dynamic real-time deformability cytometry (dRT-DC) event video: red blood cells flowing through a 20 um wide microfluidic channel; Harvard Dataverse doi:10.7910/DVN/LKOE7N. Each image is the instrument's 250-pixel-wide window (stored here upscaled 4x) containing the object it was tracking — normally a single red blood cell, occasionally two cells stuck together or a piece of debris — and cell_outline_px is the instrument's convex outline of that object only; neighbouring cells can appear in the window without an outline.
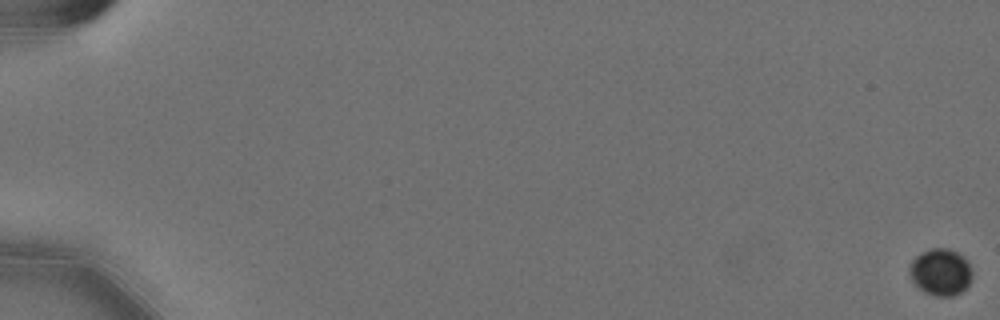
{"species": "Egyptian fruit bat (a non-hibernating species)", "species_latin": "Rousettus aegyptiacus", "temperature_condition": "cold", "stored_images_in_passage": 60, "camera_frame_rate_fps": 3000, "um_per_image_px": 0.085, "animal": {"sex": "female"}, "frame": {"image": 1, "passage_image": 1, "time_ms": 0.0, "image_size_px": [1000, 320], "cell_outline_px": [[972, 276], [968, 284], [960, 292], [952, 296], [932, 296], [924, 292], [912, 280], [912, 260], [916, 256], [928, 248], [948, 248], [964, 256], [968, 260], [972, 272]], "centroid_in_image_um": [79.99, 23.11], "position_along_channel_um": 5.0, "area_um2": 16.88}}
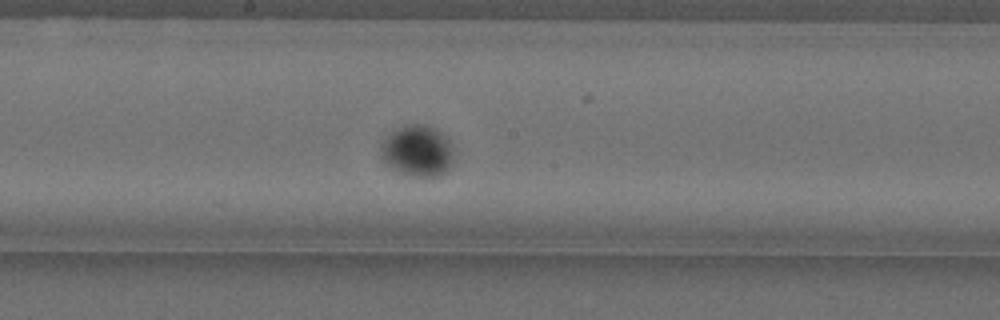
{"frame": {"image": 2, "passage_image": 35, "time_ms": 11.333, "image_size_px": [1000, 320], "cell_outline_px": [[452, 164], [448, 172], [440, 176], [416, 176], [396, 172], [380, 156], [380, 144], [392, 132], [404, 124], [424, 124], [436, 128], [448, 140], [452, 148]], "centroid_in_image_um": [35.49, 12.83], "position_along_channel_um": 212.7, "area_um2": 21.85}}
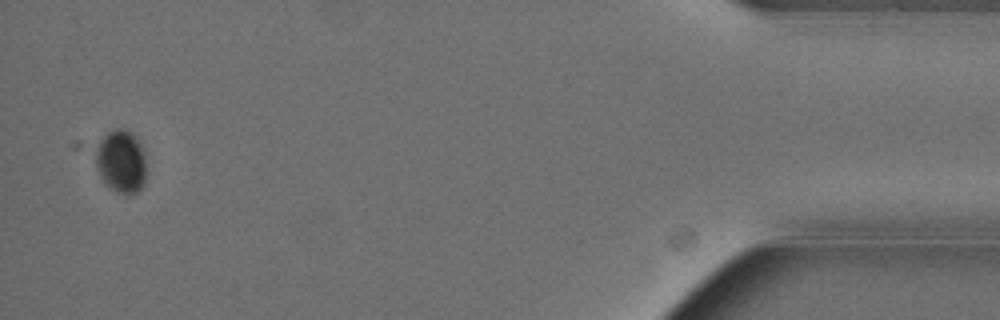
{"frame": {"image": 3, "passage_image": 59, "time_ms": 19.333, "image_size_px": [1000, 320], "cell_outline_px": [[144, 184], [136, 192], [128, 196], [116, 192], [108, 188], [100, 176], [96, 168], [96, 148], [100, 140], [108, 132], [116, 128], [124, 128], [132, 132], [140, 144], [144, 152]], "centroid_in_image_um": [10.27, 13.74], "position_along_channel_um": 424.9, "area_um2": 18.67}}